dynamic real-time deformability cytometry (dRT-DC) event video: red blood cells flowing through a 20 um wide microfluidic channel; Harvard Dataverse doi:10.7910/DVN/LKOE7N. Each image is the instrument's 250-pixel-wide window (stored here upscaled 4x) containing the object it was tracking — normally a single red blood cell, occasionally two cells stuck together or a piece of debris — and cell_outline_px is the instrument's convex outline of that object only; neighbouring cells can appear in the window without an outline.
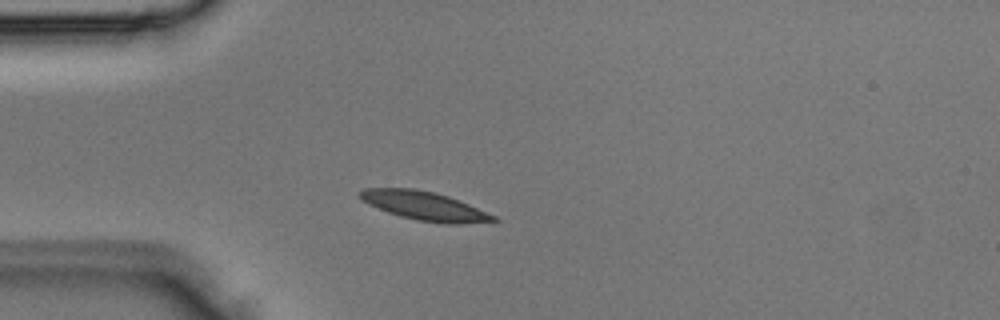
{"species": "Egyptian fruit bat (a non-hibernating species)", "species_latin": "Rousettus aegyptiacus", "temperature_condition": "room temperature", "stored_images_in_passage": 2, "camera_frame_rate_fps": 3000, "um_per_image_px": 0.085, "animal": {"sex": "male"}, "frame": {"image": 1, "passage_image": 2, "time_ms": 0.333, "image_size_px": [1000, 320], "cell_outline_px": [[500, 220], [460, 224], [448, 224], [416, 220], [400, 216], [388, 212], [368, 204], [360, 196], [360, 192], [364, 188], [412, 188], [436, 192], [448, 196], [468, 204], [496, 216]], "centroid_in_image_um": [36.1, 17.5], "position_along_channel_um": 48.9, "area_um2": 22.14}}